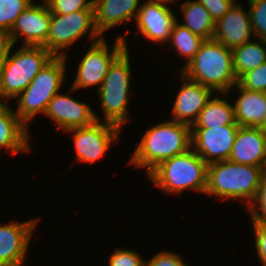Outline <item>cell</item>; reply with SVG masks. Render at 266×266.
<instances>
[{
    "label": "cell",
    "instance_id": "obj_29",
    "mask_svg": "<svg viewBox=\"0 0 266 266\" xmlns=\"http://www.w3.org/2000/svg\"><path fill=\"white\" fill-rule=\"evenodd\" d=\"M247 208L252 222L266 223V168L262 173L256 197Z\"/></svg>",
    "mask_w": 266,
    "mask_h": 266
},
{
    "label": "cell",
    "instance_id": "obj_14",
    "mask_svg": "<svg viewBox=\"0 0 266 266\" xmlns=\"http://www.w3.org/2000/svg\"><path fill=\"white\" fill-rule=\"evenodd\" d=\"M44 115L54 121L63 131L101 121L88 104L73 99L69 94L59 92L50 100Z\"/></svg>",
    "mask_w": 266,
    "mask_h": 266
},
{
    "label": "cell",
    "instance_id": "obj_3",
    "mask_svg": "<svg viewBox=\"0 0 266 266\" xmlns=\"http://www.w3.org/2000/svg\"><path fill=\"white\" fill-rule=\"evenodd\" d=\"M264 169L230 160L209 163L205 194L230 200L241 198L248 207L256 197Z\"/></svg>",
    "mask_w": 266,
    "mask_h": 266
},
{
    "label": "cell",
    "instance_id": "obj_13",
    "mask_svg": "<svg viewBox=\"0 0 266 266\" xmlns=\"http://www.w3.org/2000/svg\"><path fill=\"white\" fill-rule=\"evenodd\" d=\"M39 219L0 225V266H21Z\"/></svg>",
    "mask_w": 266,
    "mask_h": 266
},
{
    "label": "cell",
    "instance_id": "obj_18",
    "mask_svg": "<svg viewBox=\"0 0 266 266\" xmlns=\"http://www.w3.org/2000/svg\"><path fill=\"white\" fill-rule=\"evenodd\" d=\"M228 160L266 168V130L239 126Z\"/></svg>",
    "mask_w": 266,
    "mask_h": 266
},
{
    "label": "cell",
    "instance_id": "obj_10",
    "mask_svg": "<svg viewBox=\"0 0 266 266\" xmlns=\"http://www.w3.org/2000/svg\"><path fill=\"white\" fill-rule=\"evenodd\" d=\"M120 130L121 128L114 124L95 121L89 126L74 128L66 132L73 133L77 160L93 163L106 154L111 143L118 139Z\"/></svg>",
    "mask_w": 266,
    "mask_h": 266
},
{
    "label": "cell",
    "instance_id": "obj_25",
    "mask_svg": "<svg viewBox=\"0 0 266 266\" xmlns=\"http://www.w3.org/2000/svg\"><path fill=\"white\" fill-rule=\"evenodd\" d=\"M169 41L178 55L185 58V67L194 58L205 39L180 25L178 20H176L172 27Z\"/></svg>",
    "mask_w": 266,
    "mask_h": 266
},
{
    "label": "cell",
    "instance_id": "obj_26",
    "mask_svg": "<svg viewBox=\"0 0 266 266\" xmlns=\"http://www.w3.org/2000/svg\"><path fill=\"white\" fill-rule=\"evenodd\" d=\"M32 0H0V35L6 36Z\"/></svg>",
    "mask_w": 266,
    "mask_h": 266
},
{
    "label": "cell",
    "instance_id": "obj_4",
    "mask_svg": "<svg viewBox=\"0 0 266 266\" xmlns=\"http://www.w3.org/2000/svg\"><path fill=\"white\" fill-rule=\"evenodd\" d=\"M191 149L161 162L148 174L150 181L167 194L187 189L205 194L208 164Z\"/></svg>",
    "mask_w": 266,
    "mask_h": 266
},
{
    "label": "cell",
    "instance_id": "obj_1",
    "mask_svg": "<svg viewBox=\"0 0 266 266\" xmlns=\"http://www.w3.org/2000/svg\"><path fill=\"white\" fill-rule=\"evenodd\" d=\"M191 126L171 121L149 128L128 161L135 167H145L147 175L161 162L191 148Z\"/></svg>",
    "mask_w": 266,
    "mask_h": 266
},
{
    "label": "cell",
    "instance_id": "obj_16",
    "mask_svg": "<svg viewBox=\"0 0 266 266\" xmlns=\"http://www.w3.org/2000/svg\"><path fill=\"white\" fill-rule=\"evenodd\" d=\"M181 76L184 81L173 102L172 120L192 127L207 101L212 97L213 91L183 74Z\"/></svg>",
    "mask_w": 266,
    "mask_h": 266
},
{
    "label": "cell",
    "instance_id": "obj_11",
    "mask_svg": "<svg viewBox=\"0 0 266 266\" xmlns=\"http://www.w3.org/2000/svg\"><path fill=\"white\" fill-rule=\"evenodd\" d=\"M51 11L43 4L32 2L17 18L11 31L5 36L10 44H15L24 36L23 46H43L49 33Z\"/></svg>",
    "mask_w": 266,
    "mask_h": 266
},
{
    "label": "cell",
    "instance_id": "obj_33",
    "mask_svg": "<svg viewBox=\"0 0 266 266\" xmlns=\"http://www.w3.org/2000/svg\"><path fill=\"white\" fill-rule=\"evenodd\" d=\"M209 12L216 22L222 18L233 6L236 0H198Z\"/></svg>",
    "mask_w": 266,
    "mask_h": 266
},
{
    "label": "cell",
    "instance_id": "obj_34",
    "mask_svg": "<svg viewBox=\"0 0 266 266\" xmlns=\"http://www.w3.org/2000/svg\"><path fill=\"white\" fill-rule=\"evenodd\" d=\"M255 236V250L262 266H266V223L252 222Z\"/></svg>",
    "mask_w": 266,
    "mask_h": 266
},
{
    "label": "cell",
    "instance_id": "obj_7",
    "mask_svg": "<svg viewBox=\"0 0 266 266\" xmlns=\"http://www.w3.org/2000/svg\"><path fill=\"white\" fill-rule=\"evenodd\" d=\"M128 47L110 65L98 96L104 115V122L122 127L128 121L131 64Z\"/></svg>",
    "mask_w": 266,
    "mask_h": 266
},
{
    "label": "cell",
    "instance_id": "obj_31",
    "mask_svg": "<svg viewBox=\"0 0 266 266\" xmlns=\"http://www.w3.org/2000/svg\"><path fill=\"white\" fill-rule=\"evenodd\" d=\"M109 266H144L145 260L141 258L139 252L117 248L110 255Z\"/></svg>",
    "mask_w": 266,
    "mask_h": 266
},
{
    "label": "cell",
    "instance_id": "obj_20",
    "mask_svg": "<svg viewBox=\"0 0 266 266\" xmlns=\"http://www.w3.org/2000/svg\"><path fill=\"white\" fill-rule=\"evenodd\" d=\"M18 118L8 102L0 101V149H5L14 155L29 152V131Z\"/></svg>",
    "mask_w": 266,
    "mask_h": 266
},
{
    "label": "cell",
    "instance_id": "obj_35",
    "mask_svg": "<svg viewBox=\"0 0 266 266\" xmlns=\"http://www.w3.org/2000/svg\"><path fill=\"white\" fill-rule=\"evenodd\" d=\"M9 47V40L4 35H0V74L3 69L4 60L9 50Z\"/></svg>",
    "mask_w": 266,
    "mask_h": 266
},
{
    "label": "cell",
    "instance_id": "obj_32",
    "mask_svg": "<svg viewBox=\"0 0 266 266\" xmlns=\"http://www.w3.org/2000/svg\"><path fill=\"white\" fill-rule=\"evenodd\" d=\"M144 266H188L183 262L182 257L171 251H160L149 261H145Z\"/></svg>",
    "mask_w": 266,
    "mask_h": 266
},
{
    "label": "cell",
    "instance_id": "obj_15",
    "mask_svg": "<svg viewBox=\"0 0 266 266\" xmlns=\"http://www.w3.org/2000/svg\"><path fill=\"white\" fill-rule=\"evenodd\" d=\"M166 2L147 1L136 16L138 31L149 41L166 43L177 20Z\"/></svg>",
    "mask_w": 266,
    "mask_h": 266
},
{
    "label": "cell",
    "instance_id": "obj_30",
    "mask_svg": "<svg viewBox=\"0 0 266 266\" xmlns=\"http://www.w3.org/2000/svg\"><path fill=\"white\" fill-rule=\"evenodd\" d=\"M51 14H70L80 10H94L93 0H45Z\"/></svg>",
    "mask_w": 266,
    "mask_h": 266
},
{
    "label": "cell",
    "instance_id": "obj_2",
    "mask_svg": "<svg viewBox=\"0 0 266 266\" xmlns=\"http://www.w3.org/2000/svg\"><path fill=\"white\" fill-rule=\"evenodd\" d=\"M181 71L190 80L199 82L213 92L219 91L223 96L226 95L224 97H228L229 90L237 84L231 49L214 39L205 40Z\"/></svg>",
    "mask_w": 266,
    "mask_h": 266
},
{
    "label": "cell",
    "instance_id": "obj_22",
    "mask_svg": "<svg viewBox=\"0 0 266 266\" xmlns=\"http://www.w3.org/2000/svg\"><path fill=\"white\" fill-rule=\"evenodd\" d=\"M217 96L218 94H215L207 101L191 129H212L225 125H238L233 104Z\"/></svg>",
    "mask_w": 266,
    "mask_h": 266
},
{
    "label": "cell",
    "instance_id": "obj_12",
    "mask_svg": "<svg viewBox=\"0 0 266 266\" xmlns=\"http://www.w3.org/2000/svg\"><path fill=\"white\" fill-rule=\"evenodd\" d=\"M239 125L191 129V148L207 163L228 160Z\"/></svg>",
    "mask_w": 266,
    "mask_h": 266
},
{
    "label": "cell",
    "instance_id": "obj_9",
    "mask_svg": "<svg viewBox=\"0 0 266 266\" xmlns=\"http://www.w3.org/2000/svg\"><path fill=\"white\" fill-rule=\"evenodd\" d=\"M108 47L103 37L91 44L79 63L76 77L68 91L69 94L91 86H98L99 90L110 65L127 48L126 38L119 36L116 38L111 51Z\"/></svg>",
    "mask_w": 266,
    "mask_h": 266
},
{
    "label": "cell",
    "instance_id": "obj_8",
    "mask_svg": "<svg viewBox=\"0 0 266 266\" xmlns=\"http://www.w3.org/2000/svg\"><path fill=\"white\" fill-rule=\"evenodd\" d=\"M93 42L102 37L96 30L94 10H80L70 14H52L49 33L43 47L54 57H67L65 48L86 33Z\"/></svg>",
    "mask_w": 266,
    "mask_h": 266
},
{
    "label": "cell",
    "instance_id": "obj_5",
    "mask_svg": "<svg viewBox=\"0 0 266 266\" xmlns=\"http://www.w3.org/2000/svg\"><path fill=\"white\" fill-rule=\"evenodd\" d=\"M10 44L0 74V98L12 100L24 91L33 78L54 57L43 46H23L11 54ZM7 98V99H6ZM0 99V101H2Z\"/></svg>",
    "mask_w": 266,
    "mask_h": 266
},
{
    "label": "cell",
    "instance_id": "obj_17",
    "mask_svg": "<svg viewBox=\"0 0 266 266\" xmlns=\"http://www.w3.org/2000/svg\"><path fill=\"white\" fill-rule=\"evenodd\" d=\"M254 36L250 13L245 12L240 2L234 3L229 11L215 22L213 39L233 49L250 41Z\"/></svg>",
    "mask_w": 266,
    "mask_h": 266
},
{
    "label": "cell",
    "instance_id": "obj_24",
    "mask_svg": "<svg viewBox=\"0 0 266 266\" xmlns=\"http://www.w3.org/2000/svg\"><path fill=\"white\" fill-rule=\"evenodd\" d=\"M246 42L231 49L233 69L237 79L249 70L255 69L266 62L265 41Z\"/></svg>",
    "mask_w": 266,
    "mask_h": 266
},
{
    "label": "cell",
    "instance_id": "obj_23",
    "mask_svg": "<svg viewBox=\"0 0 266 266\" xmlns=\"http://www.w3.org/2000/svg\"><path fill=\"white\" fill-rule=\"evenodd\" d=\"M180 8L184 18V24L179 23L180 25L205 40L213 39L215 21L198 0L185 1Z\"/></svg>",
    "mask_w": 266,
    "mask_h": 266
},
{
    "label": "cell",
    "instance_id": "obj_19",
    "mask_svg": "<svg viewBox=\"0 0 266 266\" xmlns=\"http://www.w3.org/2000/svg\"><path fill=\"white\" fill-rule=\"evenodd\" d=\"M139 3V0H93L94 23L101 37L106 30L135 20Z\"/></svg>",
    "mask_w": 266,
    "mask_h": 266
},
{
    "label": "cell",
    "instance_id": "obj_36",
    "mask_svg": "<svg viewBox=\"0 0 266 266\" xmlns=\"http://www.w3.org/2000/svg\"><path fill=\"white\" fill-rule=\"evenodd\" d=\"M149 1H157V2H166V3H174L176 2L177 0H149Z\"/></svg>",
    "mask_w": 266,
    "mask_h": 266
},
{
    "label": "cell",
    "instance_id": "obj_28",
    "mask_svg": "<svg viewBox=\"0 0 266 266\" xmlns=\"http://www.w3.org/2000/svg\"><path fill=\"white\" fill-rule=\"evenodd\" d=\"M237 84L244 89L266 93V62L242 74Z\"/></svg>",
    "mask_w": 266,
    "mask_h": 266
},
{
    "label": "cell",
    "instance_id": "obj_27",
    "mask_svg": "<svg viewBox=\"0 0 266 266\" xmlns=\"http://www.w3.org/2000/svg\"><path fill=\"white\" fill-rule=\"evenodd\" d=\"M254 37L266 41V0H247Z\"/></svg>",
    "mask_w": 266,
    "mask_h": 266
},
{
    "label": "cell",
    "instance_id": "obj_21",
    "mask_svg": "<svg viewBox=\"0 0 266 266\" xmlns=\"http://www.w3.org/2000/svg\"><path fill=\"white\" fill-rule=\"evenodd\" d=\"M239 96L234 102L236 123L239 126L266 128V93L235 85Z\"/></svg>",
    "mask_w": 266,
    "mask_h": 266
},
{
    "label": "cell",
    "instance_id": "obj_6",
    "mask_svg": "<svg viewBox=\"0 0 266 266\" xmlns=\"http://www.w3.org/2000/svg\"><path fill=\"white\" fill-rule=\"evenodd\" d=\"M66 57H53L16 98L18 118L28 127L38 113L45 114L50 100L65 81Z\"/></svg>",
    "mask_w": 266,
    "mask_h": 266
}]
</instances>
